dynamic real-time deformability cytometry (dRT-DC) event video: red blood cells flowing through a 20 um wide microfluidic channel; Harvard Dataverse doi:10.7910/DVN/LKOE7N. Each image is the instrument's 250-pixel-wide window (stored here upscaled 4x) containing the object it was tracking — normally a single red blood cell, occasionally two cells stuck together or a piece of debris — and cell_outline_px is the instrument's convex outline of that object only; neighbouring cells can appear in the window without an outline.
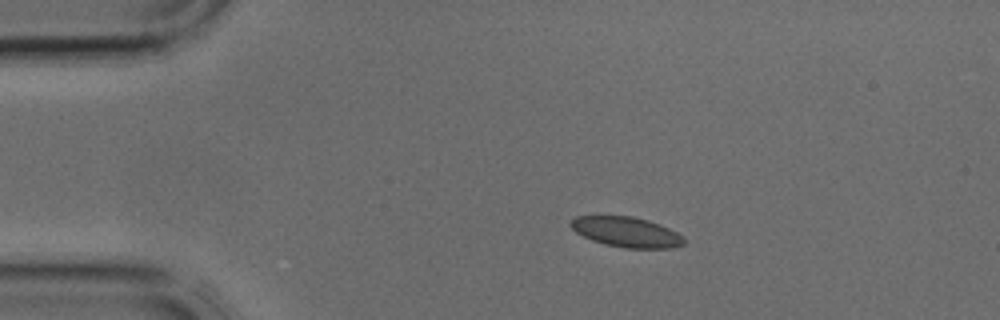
{"species": "common noctule bat (a hibernating species)", "species_latin": "Nyctalus noctula", "temperature_condition": "cold", "stored_images_in_passage": 2, "camera_frame_rate_fps": 3000, "um_per_image_px": 0.085, "animal": {"sex": "male", "body_mass_g": 17.9, "forearm_length_mm": 54.2}, "frame": {"image": 1, "passage_image": 1, "time_ms": 0.0, "image_size_px": [1000, 320], "cell_outline_px": [[684, 244], [672, 248], [624, 248], [604, 244], [592, 240], [576, 232], [568, 224], [576, 216], [632, 216], [648, 220], [660, 224], [684, 236]], "centroid_in_image_um": [53.25, 19.72], "position_along_channel_um": 31.7, "area_um2": 19.88}}